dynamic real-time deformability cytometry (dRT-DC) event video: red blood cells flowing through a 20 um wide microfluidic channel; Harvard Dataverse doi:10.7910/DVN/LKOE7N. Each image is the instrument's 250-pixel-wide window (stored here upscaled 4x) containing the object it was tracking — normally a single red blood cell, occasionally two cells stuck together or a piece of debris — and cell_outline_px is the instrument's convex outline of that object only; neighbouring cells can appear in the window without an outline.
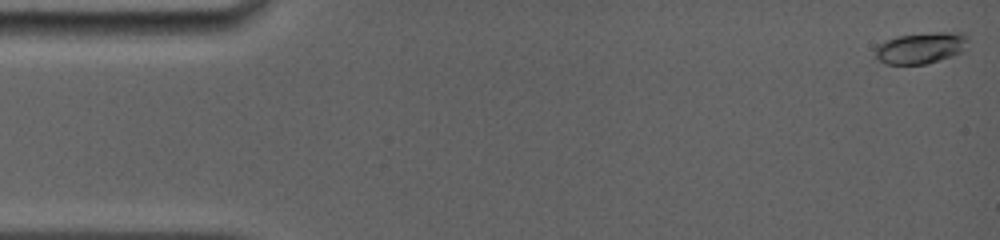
{"species": "common noctule bat (a hibernating species)", "species_latin": "Nyctalus noctula", "temperature_condition": "room temperature", "stored_images_in_passage": 56, "camera_frame_rate_fps": 5000, "um_per_image_px": 0.085, "animal": {"sex": "female", "body_mass_g": 19.0, "forearm_length_mm": 56.7}, "frame": {"image": 1, "passage_image": 2, "time_ms": 0.2, "image_size_px": [1000, 240], "cell_outline_px": [[968, 40], [964, 52], [952, 56], [924, 64], [884, 64], [876, 56], [876, 48], [880, 44], [896, 36], [932, 32], [964, 32], [968, 36]], "centroid_in_image_um": [78.34, 4.06], "position_along_channel_um": 6.7, "area_um2": 16.94}}
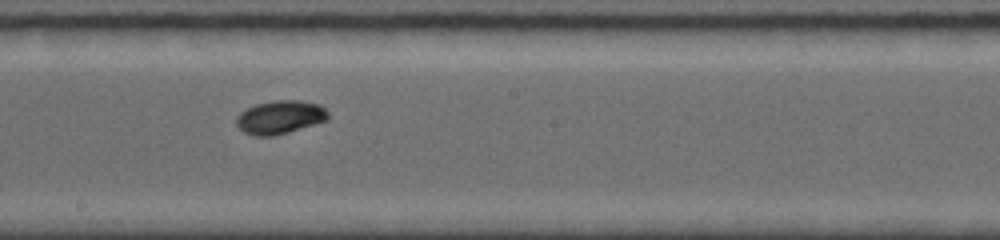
{"frame": {"image": 2, "passage_image": 31, "time_ms": 9.0, "image_size_px": [1000, 240], "cell_outline_px": [[328, 120], [288, 132], [272, 136], [252, 136], [244, 132], [236, 124], [236, 116], [240, 112], [256, 104], [272, 100], [300, 100], [320, 104], [328, 112]], "centroid_in_image_um": [23.8, 9.95], "position_along_channel_um": 224.4, "area_um2": 17.92}}
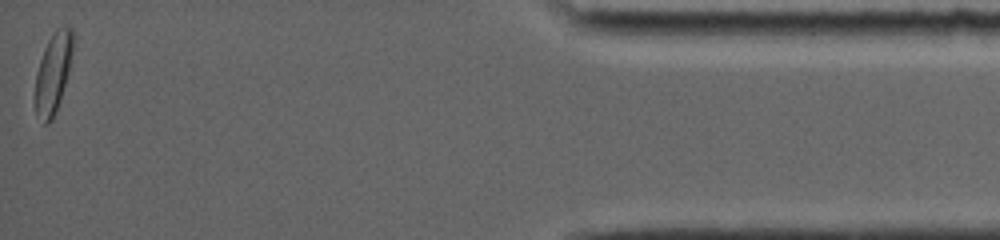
{"frame": {"image": 3, "passage_image": 56, "time_ms": 16.0, "image_size_px": [1000, 240], "cell_outline_px": [[76, 36], [68, 72], [60, 100], [56, 112], [52, 120], [48, 124], [44, 124], [36, 116], [36, 72], [44, 48], [48, 40], [56, 28], [72, 28]], "centroid_in_image_um": [4.54, 6.18], "position_along_channel_um": 430.7, "area_um2": 17.69}, "authors_computed_cell_mechanics": {"area_um2": 16.8198, "velocity_mm_per_s": 3.9305, "shape_relaxation_time_tau1_ms": 3.0272, "shape_relaxation_time_tau2_ms": null, "deformation_change_tau1": 0.1106, "deformation_change_tau2": null}}